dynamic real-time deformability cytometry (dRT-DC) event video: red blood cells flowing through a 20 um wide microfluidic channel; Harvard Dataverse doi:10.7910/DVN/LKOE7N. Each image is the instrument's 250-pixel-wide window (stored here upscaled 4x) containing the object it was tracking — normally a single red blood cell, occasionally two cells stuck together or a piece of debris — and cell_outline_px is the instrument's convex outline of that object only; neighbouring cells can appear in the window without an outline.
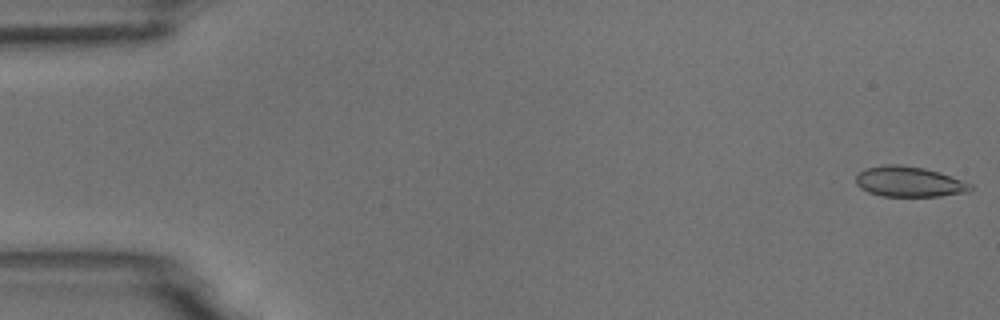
{"species": "common noctule bat (a hibernating species)", "species_latin": "Nyctalus noctula", "temperature_condition": "room temperature", "stored_images_in_passage": 6, "camera_frame_rate_fps": 3000, "um_per_image_px": 0.085, "animal": {"sex": "male", "body_mass_g": 18.8}, "frame": {"image": 1, "passage_image": 1, "time_ms": 0.0, "image_size_px": [1000, 320], "cell_outline_px": [[976, 188], [968, 192], [940, 196], [880, 196], [868, 192], [860, 188], [856, 184], [856, 176], [864, 168], [884, 164], [896, 164], [924, 168], [972, 184]], "centroid_in_image_um": [77.24, 15.45], "position_along_channel_um": 7.8, "area_um2": 20.23}}
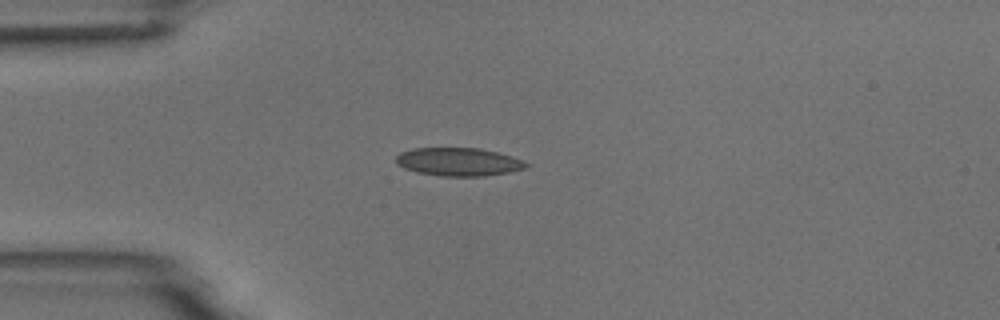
{"frame": {"image": 2, "passage_image": 4, "time_ms": 4.333, "image_size_px": [1000, 320], "cell_outline_px": [[528, 168], [508, 172], [484, 176], [440, 176], [416, 172], [404, 168], [396, 164], [396, 156], [400, 152], [412, 148], [480, 148], [512, 156], [524, 160], [528, 164]], "centroid_in_image_um": [38.97, 13.75], "position_along_channel_um": 46.0, "area_um2": 21.5}}